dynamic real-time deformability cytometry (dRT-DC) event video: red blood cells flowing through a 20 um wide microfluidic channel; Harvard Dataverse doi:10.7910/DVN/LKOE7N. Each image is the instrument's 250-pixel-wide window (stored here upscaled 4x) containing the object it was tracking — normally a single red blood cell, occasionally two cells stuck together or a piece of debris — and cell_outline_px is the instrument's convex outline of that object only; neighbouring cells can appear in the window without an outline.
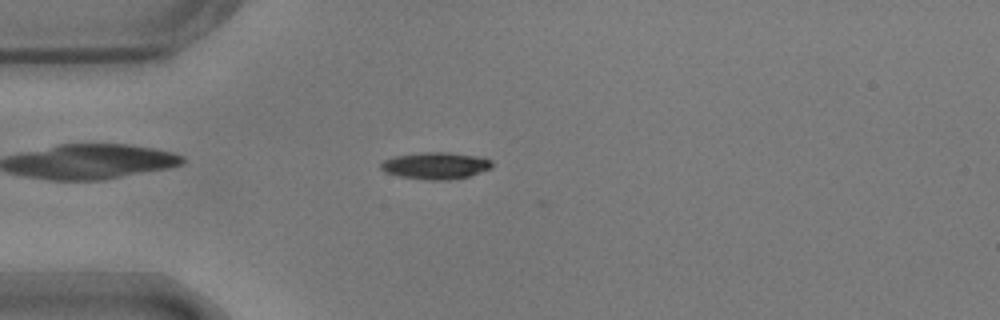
{"species": "common noctule bat (a hibernating species)", "species_latin": "Nyctalus noctula", "temperature_condition": "warm", "stored_images_in_passage": 10, "camera_frame_rate_fps": 3000, "um_per_image_px": 0.085, "animal": {"sex": "male", "body_mass_g": 17.9}, "frame": {"image": 1, "passage_image": 7, "time_ms": 2.0, "image_size_px": [1000, 320], "cell_outline_px": [[492, 168], [468, 176], [448, 180], [428, 180], [400, 176], [384, 172], [380, 168], [380, 164], [384, 160], [396, 156], [424, 152], [448, 152], [472, 156], [492, 160]], "centroid_in_image_um": [37.0, 14.08], "position_along_channel_um": 48.0, "area_um2": 17.17}}